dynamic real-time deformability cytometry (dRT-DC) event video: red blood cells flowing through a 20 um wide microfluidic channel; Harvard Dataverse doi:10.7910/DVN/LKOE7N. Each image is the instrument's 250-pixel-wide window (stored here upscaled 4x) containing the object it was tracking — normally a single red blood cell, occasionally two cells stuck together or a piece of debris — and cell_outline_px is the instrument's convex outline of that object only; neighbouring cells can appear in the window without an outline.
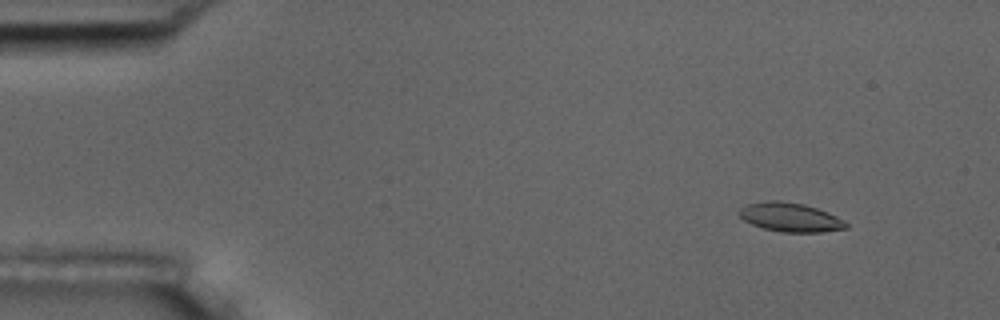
{"species": "common noctule bat (a hibernating species)", "species_latin": "Nyctalus noctula", "temperature_condition": "room temperature", "stored_images_in_passage": 6, "camera_frame_rate_fps": 3000, "um_per_image_px": 0.085, "animal": {"sex": "male", "body_mass_g": 17.5, "forearm_length_mm": 52.3}, "frame": {"image": 1, "passage_image": 2, "time_ms": 1.333, "image_size_px": [1000, 320], "cell_outline_px": [[848, 228], [824, 232], [780, 232], [764, 228], [752, 224], [744, 220], [740, 216], [740, 208], [748, 204], [768, 200], [780, 200], [804, 204], [828, 212], [836, 216], [848, 224]], "centroid_in_image_um": [67.19, 18.47], "position_along_channel_um": 17.8, "area_um2": 17.98}}
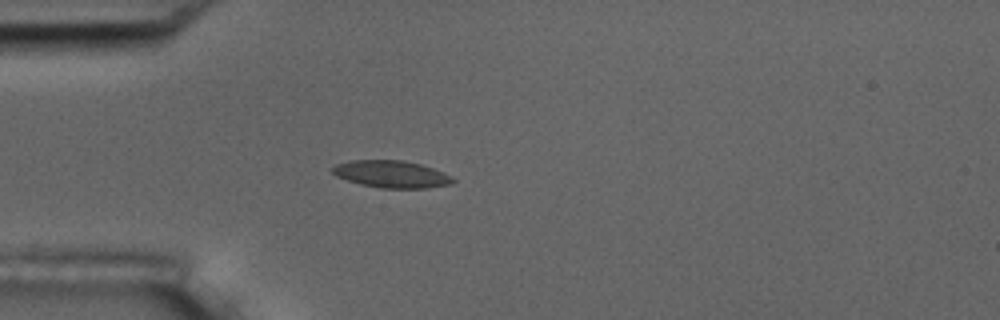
{"frame": {"image": 2, "passage_image": 5, "time_ms": 4.667, "image_size_px": [1000, 320], "cell_outline_px": [[456, 180], [452, 184], [428, 188], [380, 188], [360, 184], [336, 176], [332, 172], [332, 168], [336, 164], [352, 160], [404, 160], [420, 164], [444, 172], [452, 176]], "centroid_in_image_um": [33.3, 14.8], "position_along_channel_um": 51.7, "area_um2": 19.13}}